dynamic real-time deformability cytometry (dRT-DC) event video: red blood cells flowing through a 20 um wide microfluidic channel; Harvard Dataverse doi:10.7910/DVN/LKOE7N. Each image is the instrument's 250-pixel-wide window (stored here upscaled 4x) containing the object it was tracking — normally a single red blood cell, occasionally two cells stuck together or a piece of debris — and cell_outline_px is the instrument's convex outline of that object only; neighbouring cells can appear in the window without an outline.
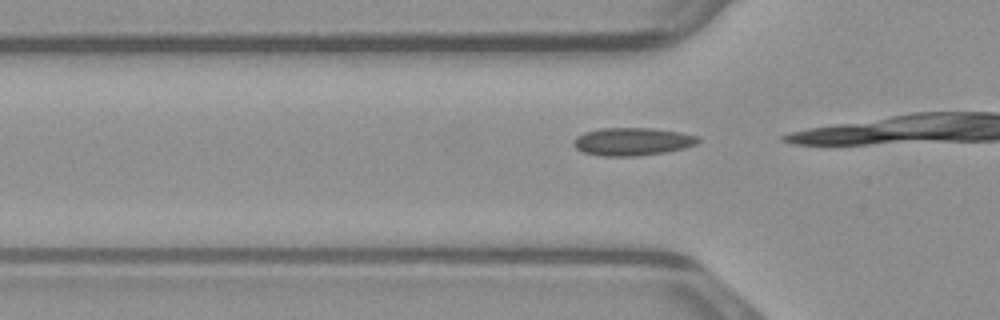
{"species": "common noctule bat (a hibernating species)", "species_latin": "Nyctalus noctula", "temperature_condition": "warm", "stored_images_in_passage": 4, "camera_frame_rate_fps": 3000, "um_per_image_px": 0.085, "animal": {"sex": "male", "body_mass_g": 23.1, "forearm_length_mm": 52.7}, "frame": {"image": 1, "passage_image": 2, "time_ms": 0.333, "image_size_px": [1000, 320], "cell_outline_px": [[700, 140], [696, 144], [684, 148], [668, 152], [636, 156], [604, 156], [584, 152], [576, 148], [572, 144], [572, 140], [576, 136], [584, 132], [600, 128], [652, 128], [680, 132], [700, 136]], "centroid_in_image_um": [53.75, 12.03], "position_along_channel_um": 72.0, "area_um2": 20.4}}